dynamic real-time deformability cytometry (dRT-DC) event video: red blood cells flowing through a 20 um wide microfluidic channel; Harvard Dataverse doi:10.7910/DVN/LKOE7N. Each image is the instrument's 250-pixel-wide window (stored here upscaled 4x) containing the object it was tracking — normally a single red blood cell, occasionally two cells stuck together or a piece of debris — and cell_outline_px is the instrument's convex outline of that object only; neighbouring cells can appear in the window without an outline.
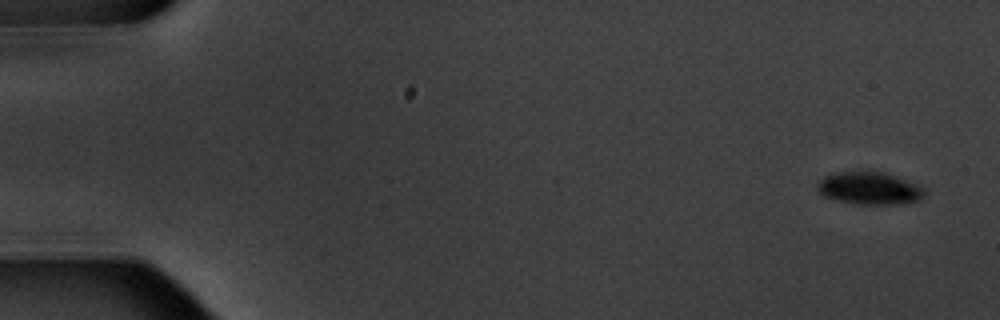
{"species": "common noctule bat (a hibernating species)", "species_latin": "Nyctalus noctula", "temperature_condition": "warm", "stored_images_in_passage": 5, "camera_frame_rate_fps": 3000, "um_per_image_px": 0.085, "animal": {"sex": "male", "body_mass_g": 20.1, "forearm_length_mm": 53.5}, "frame": {"image": 1, "passage_image": 1, "time_ms": 0.0, "image_size_px": [1000, 320], "cell_outline_px": [[924, 196], [920, 200], [904, 204], [852, 204], [832, 200], [824, 196], [816, 188], [816, 184], [824, 176], [840, 172], [880, 172], [916, 184], [924, 188]], "centroid_in_image_um": [73.86, 16.04], "position_along_channel_um": 11.1, "area_um2": 20.17}}
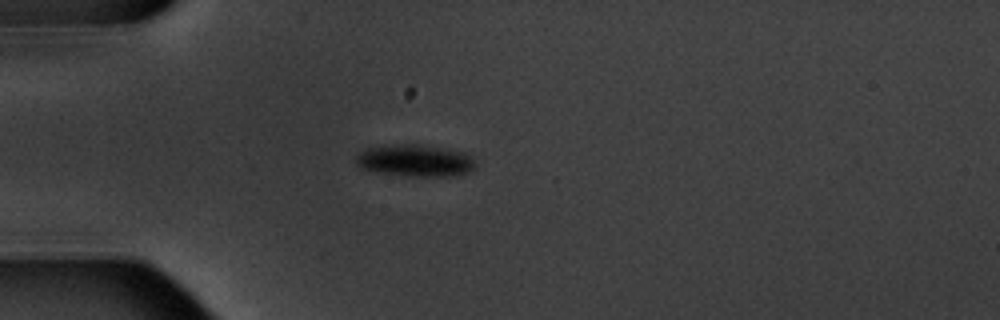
{"frame": {"image": 2, "passage_image": 5, "time_ms": 4.667, "image_size_px": [1000, 320], "cell_outline_px": [[476, 168], [468, 172], [452, 176], [416, 176], [380, 172], [364, 168], [356, 164], [356, 156], [360, 152], [368, 148], [392, 144], [416, 144], [464, 152], [476, 160]], "centroid_in_image_um": [35.33, 13.64], "position_along_channel_um": 49.7, "area_um2": 21.96}}